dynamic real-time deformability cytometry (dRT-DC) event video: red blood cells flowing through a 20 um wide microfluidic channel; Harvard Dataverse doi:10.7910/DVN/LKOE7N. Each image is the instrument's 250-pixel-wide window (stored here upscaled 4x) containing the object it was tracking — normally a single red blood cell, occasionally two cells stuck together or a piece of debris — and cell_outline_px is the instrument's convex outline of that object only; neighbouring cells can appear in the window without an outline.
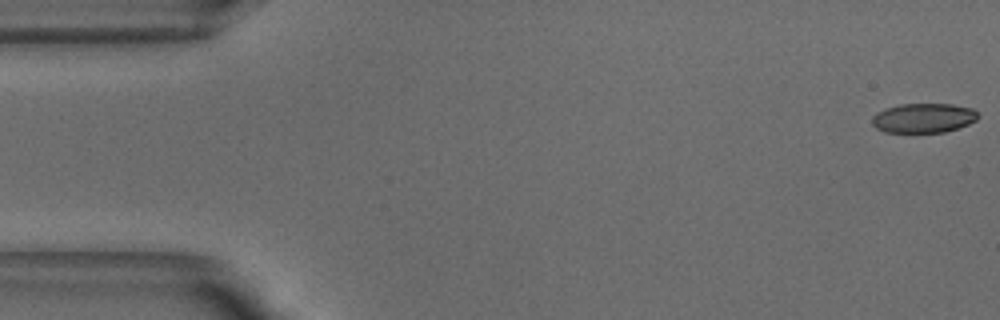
{"species": "common noctule bat (a hibernating species)", "species_latin": "Nyctalus noctula", "temperature_condition": "warm", "stored_images_in_passage": 52, "camera_frame_rate_fps": 3000, "um_per_image_px": 0.085, "animal": {"sex": "male", "body_mass_g": 18.8}, "frame": {"image": 1, "passage_image": 1, "time_ms": 0.0, "image_size_px": [1000, 320], "cell_outline_px": [[980, 116], [976, 120], [968, 124], [944, 132], [884, 132], [876, 128], [872, 124], [872, 116], [876, 112], [884, 108], [900, 104], [952, 104], [972, 108]], "centroid_in_image_um": [78.47, 10.02], "position_along_channel_um": 6.5, "area_um2": 18.26}}
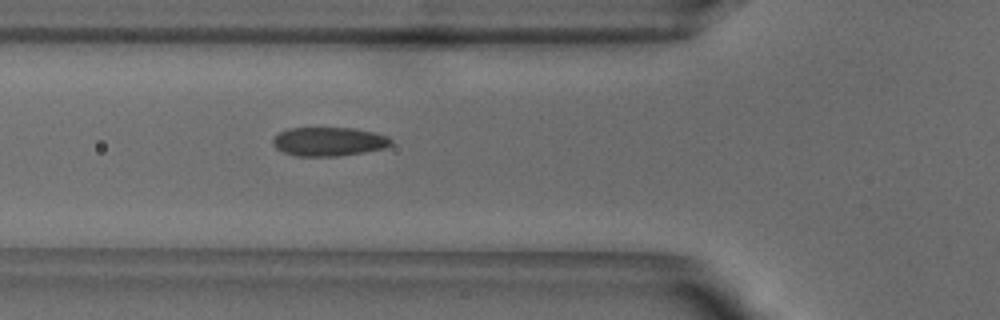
{"frame": {"image": 2, "passage_image": 18, "time_ms": 5.667, "image_size_px": [1000, 320], "cell_outline_px": [[392, 144], [384, 148], [364, 152], [336, 156], [296, 156], [284, 152], [276, 148], [272, 144], [272, 140], [280, 132], [288, 128], [352, 128], [372, 132], [388, 136], [392, 140]], "centroid_in_image_um": [27.94, 12.03], "position_along_channel_um": 97.9, "area_um2": 19.77}}
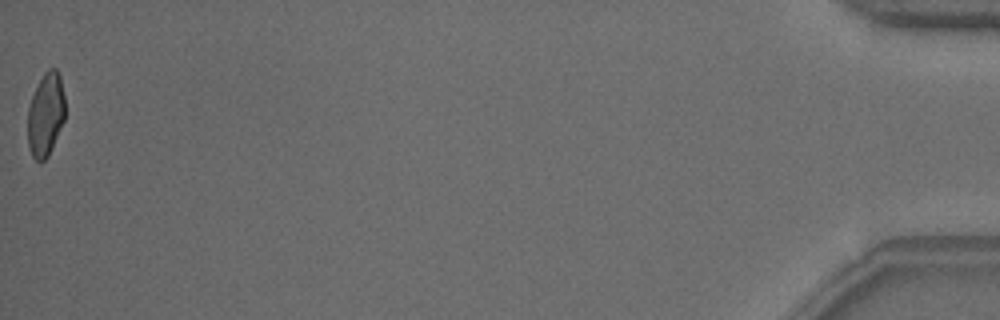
{"frame": {"image": 3, "passage_image": 52, "time_ms": 17.0, "image_size_px": [1000, 320], "cell_outline_px": [[64, 120], [52, 148], [48, 156], [40, 164], [32, 156], [28, 144], [28, 108], [32, 96], [44, 72], [48, 68], [56, 68], [60, 76], [64, 96]], "centroid_in_image_um": [3.88, 9.75], "position_along_channel_um": 431.3, "area_um2": 18.09}, "authors_computed_cell_mechanics": {"area_um2": 19.7098, "velocity_mm_per_s": 3.8548, "shape_relaxation_time_tau1_ms": 6.6416, "shape_relaxation_time_tau2_ms": 1.2682, "deformation_change_tau1": 0.1732, "deformation_change_tau2": 0.0679}}